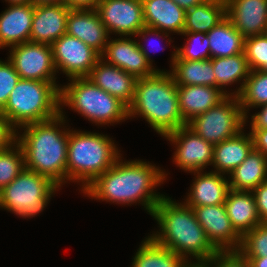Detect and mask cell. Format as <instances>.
I'll list each match as a JSON object with an SVG mask.
<instances>
[{
    "label": "cell",
    "instance_id": "cell-1",
    "mask_svg": "<svg viewBox=\"0 0 267 267\" xmlns=\"http://www.w3.org/2000/svg\"><path fill=\"white\" fill-rule=\"evenodd\" d=\"M165 174L154 165L143 161L120 162L98 176L86 189L85 194L94 199L119 203L142 201L144 207L152 215L154 207L164 197L153 190L164 179ZM154 192V193H153Z\"/></svg>",
    "mask_w": 267,
    "mask_h": 267
},
{
    "label": "cell",
    "instance_id": "cell-26",
    "mask_svg": "<svg viewBox=\"0 0 267 267\" xmlns=\"http://www.w3.org/2000/svg\"><path fill=\"white\" fill-rule=\"evenodd\" d=\"M172 73L176 85H205L216 87L212 59L181 60L177 51L172 54Z\"/></svg>",
    "mask_w": 267,
    "mask_h": 267
},
{
    "label": "cell",
    "instance_id": "cell-36",
    "mask_svg": "<svg viewBox=\"0 0 267 267\" xmlns=\"http://www.w3.org/2000/svg\"><path fill=\"white\" fill-rule=\"evenodd\" d=\"M183 35L190 36L189 40L183 48L177 49V56L181 60H204V59H210V46H209V40L208 36L205 33H199V32H190V33H182ZM194 41V42H192ZM200 46V52L197 48H194V44ZM195 45V46H196ZM197 46V47H198ZM198 51H197V50Z\"/></svg>",
    "mask_w": 267,
    "mask_h": 267
},
{
    "label": "cell",
    "instance_id": "cell-5",
    "mask_svg": "<svg viewBox=\"0 0 267 267\" xmlns=\"http://www.w3.org/2000/svg\"><path fill=\"white\" fill-rule=\"evenodd\" d=\"M60 107V86L20 78L0 112L15 129L51 120L60 114Z\"/></svg>",
    "mask_w": 267,
    "mask_h": 267
},
{
    "label": "cell",
    "instance_id": "cell-14",
    "mask_svg": "<svg viewBox=\"0 0 267 267\" xmlns=\"http://www.w3.org/2000/svg\"><path fill=\"white\" fill-rule=\"evenodd\" d=\"M164 137L177 145L174 161L181 169L195 174L212 164L214 145L187 126L171 131Z\"/></svg>",
    "mask_w": 267,
    "mask_h": 267
},
{
    "label": "cell",
    "instance_id": "cell-13",
    "mask_svg": "<svg viewBox=\"0 0 267 267\" xmlns=\"http://www.w3.org/2000/svg\"><path fill=\"white\" fill-rule=\"evenodd\" d=\"M101 58H107L108 64L126 71L136 79L151 77L160 71L152 68L149 52L147 53L145 47L130 38L108 41Z\"/></svg>",
    "mask_w": 267,
    "mask_h": 267
},
{
    "label": "cell",
    "instance_id": "cell-23",
    "mask_svg": "<svg viewBox=\"0 0 267 267\" xmlns=\"http://www.w3.org/2000/svg\"><path fill=\"white\" fill-rule=\"evenodd\" d=\"M196 173L197 178L190 188L191 192L185 204L190 207L224 204L230 190L228 180L223 178L221 173L213 171L205 174L201 171Z\"/></svg>",
    "mask_w": 267,
    "mask_h": 267
},
{
    "label": "cell",
    "instance_id": "cell-28",
    "mask_svg": "<svg viewBox=\"0 0 267 267\" xmlns=\"http://www.w3.org/2000/svg\"><path fill=\"white\" fill-rule=\"evenodd\" d=\"M225 18V0H204L185 11L183 33L199 32L207 34Z\"/></svg>",
    "mask_w": 267,
    "mask_h": 267
},
{
    "label": "cell",
    "instance_id": "cell-21",
    "mask_svg": "<svg viewBox=\"0 0 267 267\" xmlns=\"http://www.w3.org/2000/svg\"><path fill=\"white\" fill-rule=\"evenodd\" d=\"M35 6L15 4L0 15V48L30 41Z\"/></svg>",
    "mask_w": 267,
    "mask_h": 267
},
{
    "label": "cell",
    "instance_id": "cell-18",
    "mask_svg": "<svg viewBox=\"0 0 267 267\" xmlns=\"http://www.w3.org/2000/svg\"><path fill=\"white\" fill-rule=\"evenodd\" d=\"M66 34L83 41L100 55L104 52L109 38V32L96 9H70Z\"/></svg>",
    "mask_w": 267,
    "mask_h": 267
},
{
    "label": "cell",
    "instance_id": "cell-29",
    "mask_svg": "<svg viewBox=\"0 0 267 267\" xmlns=\"http://www.w3.org/2000/svg\"><path fill=\"white\" fill-rule=\"evenodd\" d=\"M210 46V58H225L244 53V37L225 18L207 34Z\"/></svg>",
    "mask_w": 267,
    "mask_h": 267
},
{
    "label": "cell",
    "instance_id": "cell-12",
    "mask_svg": "<svg viewBox=\"0 0 267 267\" xmlns=\"http://www.w3.org/2000/svg\"><path fill=\"white\" fill-rule=\"evenodd\" d=\"M96 11L109 33L132 36L145 26L142 0H100Z\"/></svg>",
    "mask_w": 267,
    "mask_h": 267
},
{
    "label": "cell",
    "instance_id": "cell-44",
    "mask_svg": "<svg viewBox=\"0 0 267 267\" xmlns=\"http://www.w3.org/2000/svg\"><path fill=\"white\" fill-rule=\"evenodd\" d=\"M178 6L183 8L185 11L195 7L204 0H174Z\"/></svg>",
    "mask_w": 267,
    "mask_h": 267
},
{
    "label": "cell",
    "instance_id": "cell-6",
    "mask_svg": "<svg viewBox=\"0 0 267 267\" xmlns=\"http://www.w3.org/2000/svg\"><path fill=\"white\" fill-rule=\"evenodd\" d=\"M118 149L108 136L69 131L67 180L84 181L86 189L98 176L111 168L118 158Z\"/></svg>",
    "mask_w": 267,
    "mask_h": 267
},
{
    "label": "cell",
    "instance_id": "cell-24",
    "mask_svg": "<svg viewBox=\"0 0 267 267\" xmlns=\"http://www.w3.org/2000/svg\"><path fill=\"white\" fill-rule=\"evenodd\" d=\"M224 205L233 228L241 237L261 223L252 191L230 189Z\"/></svg>",
    "mask_w": 267,
    "mask_h": 267
},
{
    "label": "cell",
    "instance_id": "cell-38",
    "mask_svg": "<svg viewBox=\"0 0 267 267\" xmlns=\"http://www.w3.org/2000/svg\"><path fill=\"white\" fill-rule=\"evenodd\" d=\"M206 262L210 267L213 264L214 267H250L249 261L238 250L218 251Z\"/></svg>",
    "mask_w": 267,
    "mask_h": 267
},
{
    "label": "cell",
    "instance_id": "cell-45",
    "mask_svg": "<svg viewBox=\"0 0 267 267\" xmlns=\"http://www.w3.org/2000/svg\"><path fill=\"white\" fill-rule=\"evenodd\" d=\"M250 267H267V256L251 257L249 260Z\"/></svg>",
    "mask_w": 267,
    "mask_h": 267
},
{
    "label": "cell",
    "instance_id": "cell-25",
    "mask_svg": "<svg viewBox=\"0 0 267 267\" xmlns=\"http://www.w3.org/2000/svg\"><path fill=\"white\" fill-rule=\"evenodd\" d=\"M242 132L214 145L212 164L217 169L214 172L230 174L254 149L251 134L246 136Z\"/></svg>",
    "mask_w": 267,
    "mask_h": 267
},
{
    "label": "cell",
    "instance_id": "cell-46",
    "mask_svg": "<svg viewBox=\"0 0 267 267\" xmlns=\"http://www.w3.org/2000/svg\"><path fill=\"white\" fill-rule=\"evenodd\" d=\"M33 6L37 5H52V4H65V0H30Z\"/></svg>",
    "mask_w": 267,
    "mask_h": 267
},
{
    "label": "cell",
    "instance_id": "cell-37",
    "mask_svg": "<svg viewBox=\"0 0 267 267\" xmlns=\"http://www.w3.org/2000/svg\"><path fill=\"white\" fill-rule=\"evenodd\" d=\"M19 74L15 71L10 60H0V111L5 107L10 93L19 81Z\"/></svg>",
    "mask_w": 267,
    "mask_h": 267
},
{
    "label": "cell",
    "instance_id": "cell-50",
    "mask_svg": "<svg viewBox=\"0 0 267 267\" xmlns=\"http://www.w3.org/2000/svg\"><path fill=\"white\" fill-rule=\"evenodd\" d=\"M266 36H267V27H266V29H265V33H264Z\"/></svg>",
    "mask_w": 267,
    "mask_h": 267
},
{
    "label": "cell",
    "instance_id": "cell-9",
    "mask_svg": "<svg viewBox=\"0 0 267 267\" xmlns=\"http://www.w3.org/2000/svg\"><path fill=\"white\" fill-rule=\"evenodd\" d=\"M246 119L238 97L227 95L217 105L188 121L186 126L215 145L239 134Z\"/></svg>",
    "mask_w": 267,
    "mask_h": 267
},
{
    "label": "cell",
    "instance_id": "cell-7",
    "mask_svg": "<svg viewBox=\"0 0 267 267\" xmlns=\"http://www.w3.org/2000/svg\"><path fill=\"white\" fill-rule=\"evenodd\" d=\"M71 80V83L60 88V105L66 104L100 125L128 118V106L95 85L88 77Z\"/></svg>",
    "mask_w": 267,
    "mask_h": 267
},
{
    "label": "cell",
    "instance_id": "cell-8",
    "mask_svg": "<svg viewBox=\"0 0 267 267\" xmlns=\"http://www.w3.org/2000/svg\"><path fill=\"white\" fill-rule=\"evenodd\" d=\"M56 188L59 186L48 177L25 168L0 190V208L22 217H33L47 205Z\"/></svg>",
    "mask_w": 267,
    "mask_h": 267
},
{
    "label": "cell",
    "instance_id": "cell-35",
    "mask_svg": "<svg viewBox=\"0 0 267 267\" xmlns=\"http://www.w3.org/2000/svg\"><path fill=\"white\" fill-rule=\"evenodd\" d=\"M244 53L250 70H259L267 64V36L262 34L245 38Z\"/></svg>",
    "mask_w": 267,
    "mask_h": 267
},
{
    "label": "cell",
    "instance_id": "cell-2",
    "mask_svg": "<svg viewBox=\"0 0 267 267\" xmlns=\"http://www.w3.org/2000/svg\"><path fill=\"white\" fill-rule=\"evenodd\" d=\"M151 216L158 221L161 232L150 237L185 260L189 254L198 262H206L218 252L198 223L192 207L185 203L177 204L164 195Z\"/></svg>",
    "mask_w": 267,
    "mask_h": 267
},
{
    "label": "cell",
    "instance_id": "cell-19",
    "mask_svg": "<svg viewBox=\"0 0 267 267\" xmlns=\"http://www.w3.org/2000/svg\"><path fill=\"white\" fill-rule=\"evenodd\" d=\"M69 11L65 4L35 6L30 41L51 45L66 34Z\"/></svg>",
    "mask_w": 267,
    "mask_h": 267
},
{
    "label": "cell",
    "instance_id": "cell-31",
    "mask_svg": "<svg viewBox=\"0 0 267 267\" xmlns=\"http://www.w3.org/2000/svg\"><path fill=\"white\" fill-rule=\"evenodd\" d=\"M212 64L216 77V87L219 89L243 78L240 88L235 93V96H238L251 71L245 53L225 58H212Z\"/></svg>",
    "mask_w": 267,
    "mask_h": 267
},
{
    "label": "cell",
    "instance_id": "cell-27",
    "mask_svg": "<svg viewBox=\"0 0 267 267\" xmlns=\"http://www.w3.org/2000/svg\"><path fill=\"white\" fill-rule=\"evenodd\" d=\"M230 175L229 186L231 190L253 191L267 180V157L253 149Z\"/></svg>",
    "mask_w": 267,
    "mask_h": 267
},
{
    "label": "cell",
    "instance_id": "cell-15",
    "mask_svg": "<svg viewBox=\"0 0 267 267\" xmlns=\"http://www.w3.org/2000/svg\"><path fill=\"white\" fill-rule=\"evenodd\" d=\"M192 209L208 240L218 251L239 250L242 237L233 228L224 204Z\"/></svg>",
    "mask_w": 267,
    "mask_h": 267
},
{
    "label": "cell",
    "instance_id": "cell-10",
    "mask_svg": "<svg viewBox=\"0 0 267 267\" xmlns=\"http://www.w3.org/2000/svg\"><path fill=\"white\" fill-rule=\"evenodd\" d=\"M10 48L12 49L8 59L20 78L56 84L51 45L29 41Z\"/></svg>",
    "mask_w": 267,
    "mask_h": 267
},
{
    "label": "cell",
    "instance_id": "cell-3",
    "mask_svg": "<svg viewBox=\"0 0 267 267\" xmlns=\"http://www.w3.org/2000/svg\"><path fill=\"white\" fill-rule=\"evenodd\" d=\"M64 119L60 111L51 120L23 126L24 133L16 138L24 153L25 168L48 177L57 186L67 180L69 131L58 129Z\"/></svg>",
    "mask_w": 267,
    "mask_h": 267
},
{
    "label": "cell",
    "instance_id": "cell-11",
    "mask_svg": "<svg viewBox=\"0 0 267 267\" xmlns=\"http://www.w3.org/2000/svg\"><path fill=\"white\" fill-rule=\"evenodd\" d=\"M55 69L69 78L88 77L101 55L83 41L68 34L51 44Z\"/></svg>",
    "mask_w": 267,
    "mask_h": 267
},
{
    "label": "cell",
    "instance_id": "cell-33",
    "mask_svg": "<svg viewBox=\"0 0 267 267\" xmlns=\"http://www.w3.org/2000/svg\"><path fill=\"white\" fill-rule=\"evenodd\" d=\"M13 146L17 148L15 149ZM24 169V153L17 142L0 151V190L10 184Z\"/></svg>",
    "mask_w": 267,
    "mask_h": 267
},
{
    "label": "cell",
    "instance_id": "cell-30",
    "mask_svg": "<svg viewBox=\"0 0 267 267\" xmlns=\"http://www.w3.org/2000/svg\"><path fill=\"white\" fill-rule=\"evenodd\" d=\"M186 262L181 256L148 237L138 249L132 267H183Z\"/></svg>",
    "mask_w": 267,
    "mask_h": 267
},
{
    "label": "cell",
    "instance_id": "cell-17",
    "mask_svg": "<svg viewBox=\"0 0 267 267\" xmlns=\"http://www.w3.org/2000/svg\"><path fill=\"white\" fill-rule=\"evenodd\" d=\"M226 18L244 37L262 35L267 27V0H225Z\"/></svg>",
    "mask_w": 267,
    "mask_h": 267
},
{
    "label": "cell",
    "instance_id": "cell-48",
    "mask_svg": "<svg viewBox=\"0 0 267 267\" xmlns=\"http://www.w3.org/2000/svg\"><path fill=\"white\" fill-rule=\"evenodd\" d=\"M10 5H17V4H27L30 3V0H6Z\"/></svg>",
    "mask_w": 267,
    "mask_h": 267
},
{
    "label": "cell",
    "instance_id": "cell-16",
    "mask_svg": "<svg viewBox=\"0 0 267 267\" xmlns=\"http://www.w3.org/2000/svg\"><path fill=\"white\" fill-rule=\"evenodd\" d=\"M143 19L145 26L136 34L145 39L146 35H157L167 31L183 33L185 25V10L178 6L174 0H142ZM166 30V32H165Z\"/></svg>",
    "mask_w": 267,
    "mask_h": 267
},
{
    "label": "cell",
    "instance_id": "cell-39",
    "mask_svg": "<svg viewBox=\"0 0 267 267\" xmlns=\"http://www.w3.org/2000/svg\"><path fill=\"white\" fill-rule=\"evenodd\" d=\"M16 129H14L6 117L0 112V151L9 148L16 142Z\"/></svg>",
    "mask_w": 267,
    "mask_h": 267
},
{
    "label": "cell",
    "instance_id": "cell-40",
    "mask_svg": "<svg viewBox=\"0 0 267 267\" xmlns=\"http://www.w3.org/2000/svg\"><path fill=\"white\" fill-rule=\"evenodd\" d=\"M261 223H267V180L252 191Z\"/></svg>",
    "mask_w": 267,
    "mask_h": 267
},
{
    "label": "cell",
    "instance_id": "cell-20",
    "mask_svg": "<svg viewBox=\"0 0 267 267\" xmlns=\"http://www.w3.org/2000/svg\"><path fill=\"white\" fill-rule=\"evenodd\" d=\"M100 58L88 78L110 95L129 106L134 98L136 78L126 71L104 62Z\"/></svg>",
    "mask_w": 267,
    "mask_h": 267
},
{
    "label": "cell",
    "instance_id": "cell-34",
    "mask_svg": "<svg viewBox=\"0 0 267 267\" xmlns=\"http://www.w3.org/2000/svg\"><path fill=\"white\" fill-rule=\"evenodd\" d=\"M247 260L267 256V223H260L242 237L238 250Z\"/></svg>",
    "mask_w": 267,
    "mask_h": 267
},
{
    "label": "cell",
    "instance_id": "cell-41",
    "mask_svg": "<svg viewBox=\"0 0 267 267\" xmlns=\"http://www.w3.org/2000/svg\"><path fill=\"white\" fill-rule=\"evenodd\" d=\"M254 150L267 157V129H251Z\"/></svg>",
    "mask_w": 267,
    "mask_h": 267
},
{
    "label": "cell",
    "instance_id": "cell-22",
    "mask_svg": "<svg viewBox=\"0 0 267 267\" xmlns=\"http://www.w3.org/2000/svg\"><path fill=\"white\" fill-rule=\"evenodd\" d=\"M179 110L185 123L217 105L227 95L223 89L205 85H177Z\"/></svg>",
    "mask_w": 267,
    "mask_h": 267
},
{
    "label": "cell",
    "instance_id": "cell-49",
    "mask_svg": "<svg viewBox=\"0 0 267 267\" xmlns=\"http://www.w3.org/2000/svg\"><path fill=\"white\" fill-rule=\"evenodd\" d=\"M259 70L263 72H267V64H264Z\"/></svg>",
    "mask_w": 267,
    "mask_h": 267
},
{
    "label": "cell",
    "instance_id": "cell-4",
    "mask_svg": "<svg viewBox=\"0 0 267 267\" xmlns=\"http://www.w3.org/2000/svg\"><path fill=\"white\" fill-rule=\"evenodd\" d=\"M142 115L156 132L166 134L186 126L178 102L177 85L168 72L136 80L134 98L128 117Z\"/></svg>",
    "mask_w": 267,
    "mask_h": 267
},
{
    "label": "cell",
    "instance_id": "cell-42",
    "mask_svg": "<svg viewBox=\"0 0 267 267\" xmlns=\"http://www.w3.org/2000/svg\"><path fill=\"white\" fill-rule=\"evenodd\" d=\"M260 106L261 112L252 116L251 129H267V103Z\"/></svg>",
    "mask_w": 267,
    "mask_h": 267
},
{
    "label": "cell",
    "instance_id": "cell-32",
    "mask_svg": "<svg viewBox=\"0 0 267 267\" xmlns=\"http://www.w3.org/2000/svg\"><path fill=\"white\" fill-rule=\"evenodd\" d=\"M243 113L247 117L249 107H260L267 103V72L251 70L244 86L237 96Z\"/></svg>",
    "mask_w": 267,
    "mask_h": 267
},
{
    "label": "cell",
    "instance_id": "cell-43",
    "mask_svg": "<svg viewBox=\"0 0 267 267\" xmlns=\"http://www.w3.org/2000/svg\"><path fill=\"white\" fill-rule=\"evenodd\" d=\"M100 0H65L70 9H96Z\"/></svg>",
    "mask_w": 267,
    "mask_h": 267
},
{
    "label": "cell",
    "instance_id": "cell-47",
    "mask_svg": "<svg viewBox=\"0 0 267 267\" xmlns=\"http://www.w3.org/2000/svg\"><path fill=\"white\" fill-rule=\"evenodd\" d=\"M183 267H210L207 262H197V263H191L188 261L186 262V264Z\"/></svg>",
    "mask_w": 267,
    "mask_h": 267
}]
</instances>
